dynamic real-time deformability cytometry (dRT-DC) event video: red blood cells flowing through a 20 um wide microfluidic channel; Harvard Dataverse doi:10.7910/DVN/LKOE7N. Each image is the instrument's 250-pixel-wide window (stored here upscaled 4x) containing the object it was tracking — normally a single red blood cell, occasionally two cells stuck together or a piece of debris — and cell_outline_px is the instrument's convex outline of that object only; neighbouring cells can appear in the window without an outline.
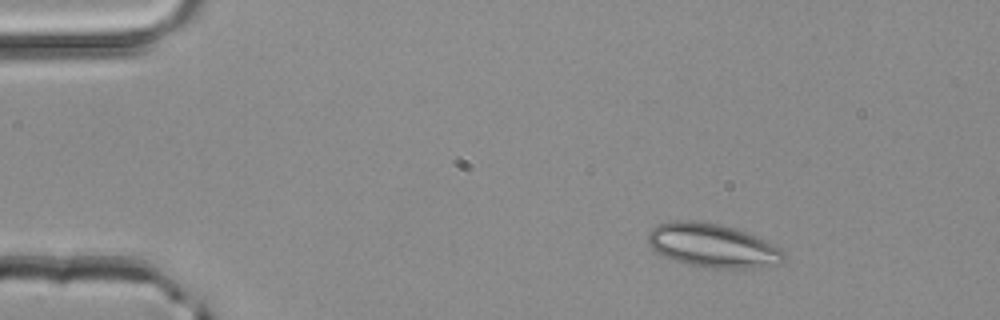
{"species": "common noctule bat (a hibernating species)", "species_latin": "Nyctalus noctula", "temperature_condition": "room temperature", "stored_images_in_passage": 2, "camera_frame_rate_fps": 3000, "um_per_image_px": 0.085, "animal": {"sex": "male", "body_mass_g": 20.4}, "frame": {"image": 1, "passage_image": 1, "time_ms": 0.0, "image_size_px": [1000, 320], "cell_outline_px": [[784, 260], [780, 264], [740, 268], [704, 268], [684, 264], [664, 256], [656, 252], [648, 244], [648, 232], [656, 224], [668, 220], [692, 220], [720, 224], [736, 228], [764, 240], [780, 248], [784, 252]], "centroid_in_image_um": [60.5, 20.86], "position_along_channel_um": 24.5, "area_um2": 34.8}}